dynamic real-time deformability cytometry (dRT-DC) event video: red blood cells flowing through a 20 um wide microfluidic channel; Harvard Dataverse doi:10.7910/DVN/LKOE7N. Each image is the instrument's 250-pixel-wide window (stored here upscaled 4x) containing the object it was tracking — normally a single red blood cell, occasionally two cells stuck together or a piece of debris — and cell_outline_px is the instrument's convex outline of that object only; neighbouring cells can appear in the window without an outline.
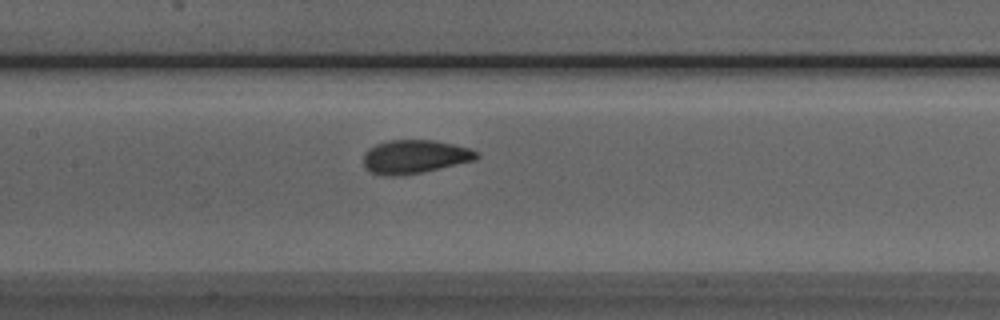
{"species": "Egyptian fruit bat (a non-hibernating species)", "species_latin": "Rousettus aegyptiacus", "temperature_condition": "room temperature", "stored_images_in_passage": 37, "camera_frame_rate_fps": 3000, "um_per_image_px": 0.085, "animal": {"sex": "male"}, "frame": {"image": 1, "passage_image": 12, "time_ms": 3.667, "image_size_px": [1000, 320], "cell_outline_px": [[480, 156], [476, 160], [424, 172], [396, 176], [384, 176], [372, 172], [364, 168], [364, 152], [368, 148], [376, 144], [388, 140], [436, 140], [468, 148], [480, 152]], "centroid_in_image_um": [35.26, 13.32], "position_along_channel_um": 172.1, "area_um2": 22.37}}
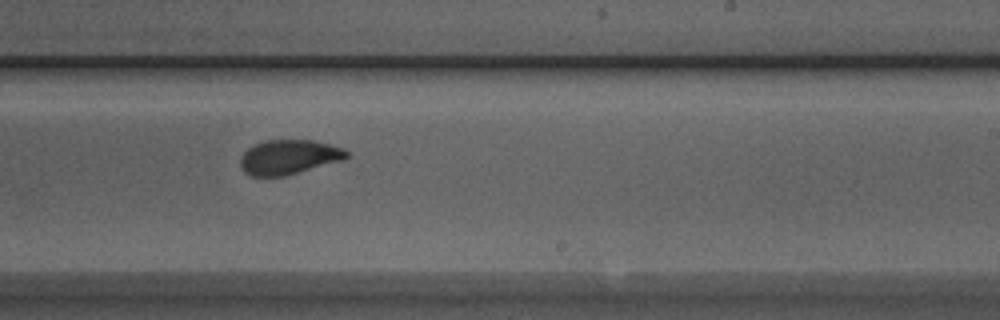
{"frame": {"image": 2, "passage_image": 19, "time_ms": 6.0, "image_size_px": [1000, 320], "cell_outline_px": [[348, 156], [344, 160], [284, 176], [252, 176], [244, 172], [240, 168], [240, 156], [248, 148], [264, 140], [312, 140], [344, 148], [348, 152]], "centroid_in_image_um": [24.54, 13.35], "position_along_channel_um": 264.5, "area_um2": 21.44}}
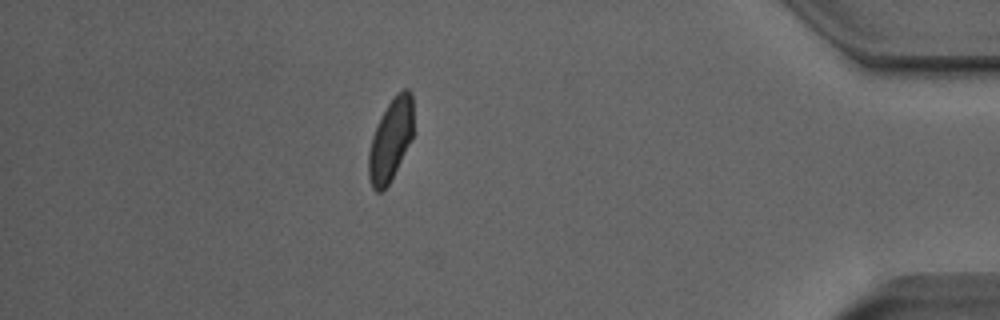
{"frame": {"image": 3, "passage_image": 33, "time_ms": 10.667, "image_size_px": [1000, 320], "cell_outline_px": [[412, 136], [388, 184], [380, 192], [376, 192], [372, 188], [368, 176], [368, 152], [372, 136], [388, 104], [396, 92], [404, 88], [408, 88], [412, 92]], "centroid_in_image_um": [33.18, 11.87], "position_along_channel_um": 402.0, "area_um2": 20.87}, "authors_computed_cell_mechanics": {"area_um2": 21.9062, "velocity_mm_per_s": 3.9715, "shape_relaxation_time_tau1_ms": 4.8001, "shape_relaxation_time_tau2_ms": 0.9535, "deformation_change_tau1": 0.1562, "deformation_change_tau2": 0.052}}